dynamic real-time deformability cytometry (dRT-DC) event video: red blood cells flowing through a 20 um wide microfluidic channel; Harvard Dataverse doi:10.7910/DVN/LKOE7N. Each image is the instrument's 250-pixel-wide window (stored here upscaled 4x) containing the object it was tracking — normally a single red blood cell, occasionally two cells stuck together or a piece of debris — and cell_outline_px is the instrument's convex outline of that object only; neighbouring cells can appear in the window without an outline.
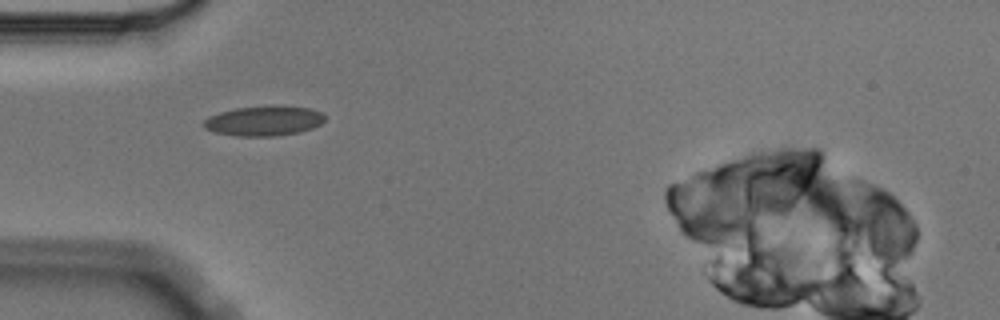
{"species": "Egyptian fruit bat (a non-hibernating species)", "species_latin": "Rousettus aegyptiacus", "temperature_condition": "cold", "stored_images_in_passage": 9, "camera_frame_rate_fps": 3000, "um_per_image_px": 0.085, "animal": {"sex": "male"}, "frame": {"image": 1, "passage_image": 3, "time_ms": 0.667, "image_size_px": [1000, 320], "cell_outline_px": [[324, 120], [320, 124], [312, 128], [300, 132], [276, 136], [236, 136], [212, 132], [204, 128], [204, 120], [208, 116], [220, 112], [236, 108], [308, 108], [320, 112], [324, 116]], "centroid_in_image_um": [22.37, 10.32], "position_along_channel_um": 62.6, "area_um2": 20.35}}
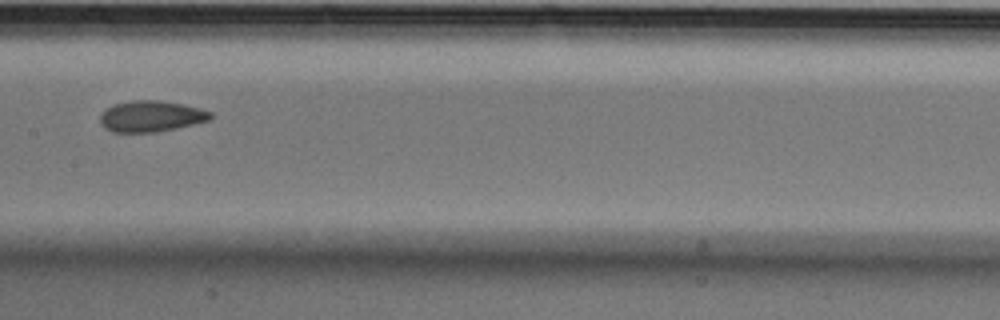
{"frame": {"image": 2, "passage_image": 6, "time_ms": 1.667, "image_size_px": [1000, 320], "cell_outline_px": [[212, 116], [208, 120], [192, 124], [156, 132], [112, 132], [104, 128], [100, 124], [100, 116], [104, 108], [112, 104], [132, 100], [160, 100], [184, 104], [200, 108], [212, 112]], "centroid_in_image_um": [12.78, 9.87], "position_along_channel_um": 194.6, "area_um2": 20.11}}
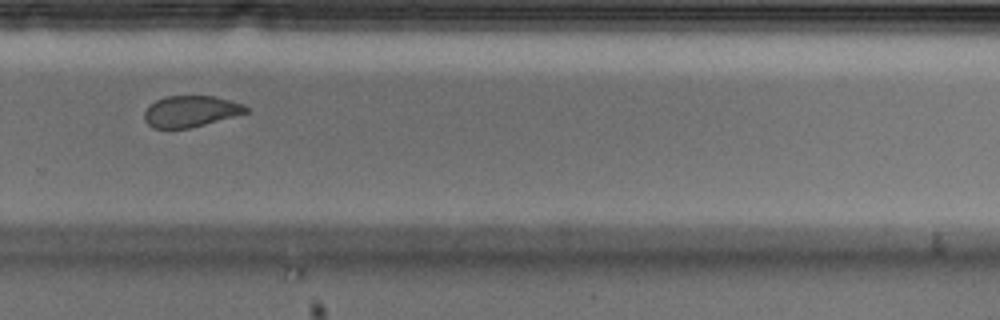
{"frame": {"image": 3, "passage_image": 9, "time_ms": 2.667, "image_size_px": [1000, 320], "cell_outline_px": [[248, 112], [204, 124], [188, 128], [152, 128], [144, 120], [144, 112], [148, 104], [164, 96], [216, 96], [244, 104], [248, 108]], "centroid_in_image_um": [16.17, 9.45], "position_along_channel_um": 313.6, "area_um2": 18.5}}